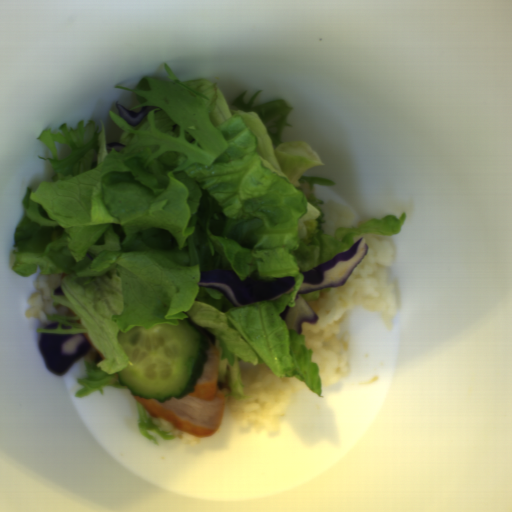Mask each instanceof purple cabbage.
I'll use <instances>...</instances> for the list:
<instances>
[{"label": "purple cabbage", "mask_w": 512, "mask_h": 512, "mask_svg": "<svg viewBox=\"0 0 512 512\" xmlns=\"http://www.w3.org/2000/svg\"><path fill=\"white\" fill-rule=\"evenodd\" d=\"M39 351L48 371L65 375L92 350V345L81 333H42L38 341Z\"/></svg>", "instance_id": "obj_3"}, {"label": "purple cabbage", "mask_w": 512, "mask_h": 512, "mask_svg": "<svg viewBox=\"0 0 512 512\" xmlns=\"http://www.w3.org/2000/svg\"><path fill=\"white\" fill-rule=\"evenodd\" d=\"M117 114L129 125L137 126L152 110L157 109V106H143L139 111H131L125 109L120 103L115 102Z\"/></svg>", "instance_id": "obj_4"}, {"label": "purple cabbage", "mask_w": 512, "mask_h": 512, "mask_svg": "<svg viewBox=\"0 0 512 512\" xmlns=\"http://www.w3.org/2000/svg\"><path fill=\"white\" fill-rule=\"evenodd\" d=\"M205 331L207 333L208 342H211L216 346V334H214L211 331L206 330V329H205Z\"/></svg>", "instance_id": "obj_6"}, {"label": "purple cabbage", "mask_w": 512, "mask_h": 512, "mask_svg": "<svg viewBox=\"0 0 512 512\" xmlns=\"http://www.w3.org/2000/svg\"><path fill=\"white\" fill-rule=\"evenodd\" d=\"M126 145L124 144H121L119 142H111L109 144H107L106 148H107V151H111V149H114L116 152H121V150L125 147Z\"/></svg>", "instance_id": "obj_5"}, {"label": "purple cabbage", "mask_w": 512, "mask_h": 512, "mask_svg": "<svg viewBox=\"0 0 512 512\" xmlns=\"http://www.w3.org/2000/svg\"><path fill=\"white\" fill-rule=\"evenodd\" d=\"M199 287L209 288L222 293L234 305L245 306L260 301L277 300L294 291L295 278L260 279L245 277L240 280L235 271H203Z\"/></svg>", "instance_id": "obj_2"}, {"label": "purple cabbage", "mask_w": 512, "mask_h": 512, "mask_svg": "<svg viewBox=\"0 0 512 512\" xmlns=\"http://www.w3.org/2000/svg\"><path fill=\"white\" fill-rule=\"evenodd\" d=\"M54 296H65L61 286H58L57 288H55L54 292H53Z\"/></svg>", "instance_id": "obj_8"}, {"label": "purple cabbage", "mask_w": 512, "mask_h": 512, "mask_svg": "<svg viewBox=\"0 0 512 512\" xmlns=\"http://www.w3.org/2000/svg\"><path fill=\"white\" fill-rule=\"evenodd\" d=\"M368 251V243L365 237H361L344 252L334 255L329 261L302 273L304 278L294 298V306L290 307L288 304L279 314L288 330L293 329L297 335H301L302 323L316 324L318 320L317 313L302 294L331 287H341L368 255Z\"/></svg>", "instance_id": "obj_1"}, {"label": "purple cabbage", "mask_w": 512, "mask_h": 512, "mask_svg": "<svg viewBox=\"0 0 512 512\" xmlns=\"http://www.w3.org/2000/svg\"><path fill=\"white\" fill-rule=\"evenodd\" d=\"M59 323L60 321H55V322H52V323H48L47 326H45V330H52V329H57L59 327Z\"/></svg>", "instance_id": "obj_7"}, {"label": "purple cabbage", "mask_w": 512, "mask_h": 512, "mask_svg": "<svg viewBox=\"0 0 512 512\" xmlns=\"http://www.w3.org/2000/svg\"><path fill=\"white\" fill-rule=\"evenodd\" d=\"M61 329L68 330V329H72V327L64 323V324H61Z\"/></svg>", "instance_id": "obj_9"}]
</instances>
